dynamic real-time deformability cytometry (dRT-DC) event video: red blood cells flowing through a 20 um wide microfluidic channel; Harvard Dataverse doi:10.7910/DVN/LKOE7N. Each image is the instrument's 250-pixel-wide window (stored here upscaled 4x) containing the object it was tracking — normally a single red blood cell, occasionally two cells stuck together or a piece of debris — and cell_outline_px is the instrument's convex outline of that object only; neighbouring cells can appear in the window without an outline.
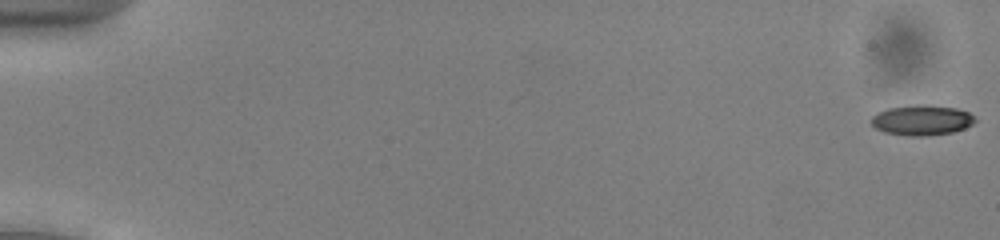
{"species": "common noctule bat (a hibernating species)", "species_latin": "Nyctalus noctula", "temperature_condition": "cold", "stored_images_in_passage": 54, "camera_frame_rate_fps": 3000, "um_per_image_px": 0.085, "animal": {"sex": "male", "body_mass_g": 13.0, "forearm_length_mm": 53.1}, "frame": {"image": 1, "passage_image": 1, "time_ms": 0.0, "image_size_px": [1000, 240], "cell_outline_px": [[976, 120], [972, 124], [964, 128], [952, 132], [928, 136], [908, 136], [884, 132], [876, 128], [872, 124], [872, 116], [888, 108], [916, 104], [928, 104], [956, 108], [968, 112]], "centroid_in_image_um": [78.35, 10.21], "position_along_channel_um": 6.6, "area_um2": 18.26}}
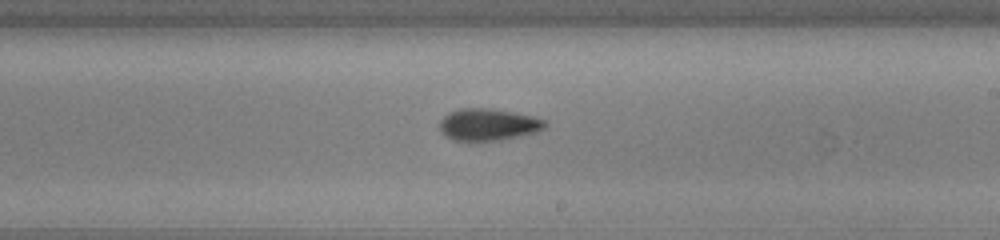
{"frame": {"image": 2, "passage_image": 33, "time_ms": 10.667, "image_size_px": [1000, 240], "cell_outline_px": [[548, 124], [544, 128], [536, 132], [520, 136], [500, 140], [452, 140], [444, 136], [440, 132], [440, 120], [448, 112], [460, 108], [492, 108], [516, 112], [532, 116], [544, 120]], "centroid_in_image_um": [41.48, 10.57], "position_along_channel_um": 247.5, "area_um2": 19.77}}
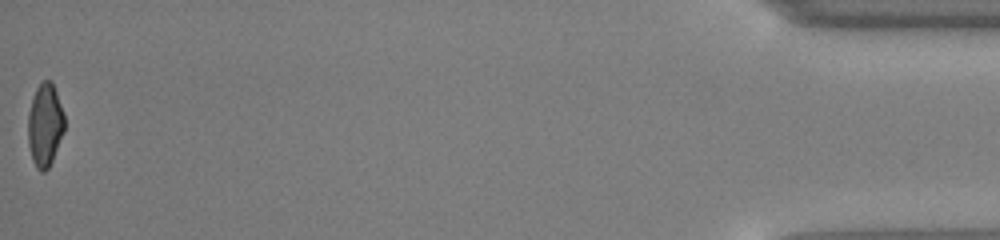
{"frame": {"image": 3, "passage_image": 54, "time_ms": 17.667, "image_size_px": [1000, 240], "cell_outline_px": [[64, 132], [52, 160], [48, 168], [44, 172], [40, 172], [36, 168], [32, 160], [28, 144], [28, 112], [32, 96], [36, 88], [44, 80], [52, 80], [64, 112]], "centroid_in_image_um": [3.81, 10.61], "position_along_channel_um": 431.4, "area_um2": 17.86}, "authors_computed_cell_mechanics": {"area_um2": 18.8428, "velocity_mm_per_s": 3.9307, "shape_relaxation_time_tau1_ms": 4.5403, "shape_relaxation_time_tau2_ms": 4.422, "deformation_change_tau1": 0.1286, "deformation_change_tau2": 0.1126}}